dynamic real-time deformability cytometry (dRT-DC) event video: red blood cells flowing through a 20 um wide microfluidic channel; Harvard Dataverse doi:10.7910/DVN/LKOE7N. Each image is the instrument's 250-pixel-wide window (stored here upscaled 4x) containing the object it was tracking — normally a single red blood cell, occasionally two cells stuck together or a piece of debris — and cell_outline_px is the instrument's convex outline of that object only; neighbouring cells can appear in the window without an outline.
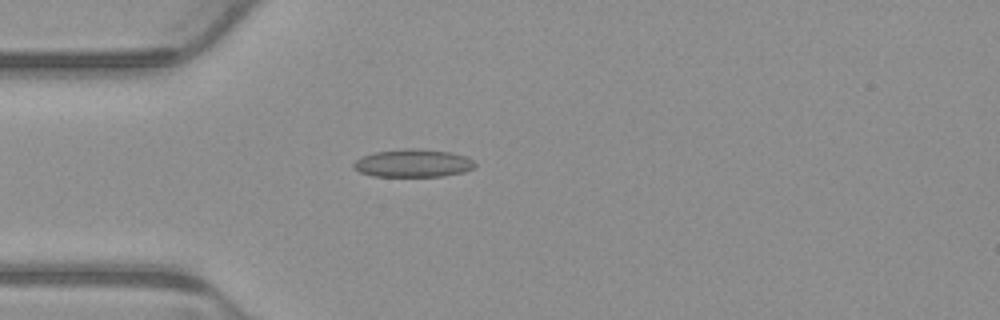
{"species": "common noctule bat (a hibernating species)", "species_latin": "Nyctalus noctula", "temperature_condition": "warm", "stored_images_in_passage": 3, "camera_frame_rate_fps": 3000, "um_per_image_px": 0.085, "animal": {"sex": "male", "body_mass_g": 23.1, "forearm_length_mm": 52.7}, "frame": {"image": 1, "passage_image": 3, "time_ms": 0.667, "image_size_px": [1000, 320], "cell_outline_px": [[476, 164], [472, 168], [464, 172], [444, 176], [372, 176], [360, 172], [352, 168], [352, 164], [356, 160], [364, 156], [376, 152], [404, 148], [416, 148], [452, 152], [468, 156]], "centroid_in_image_um": [35.12, 13.87], "position_along_channel_um": 49.9, "area_um2": 19.83}}